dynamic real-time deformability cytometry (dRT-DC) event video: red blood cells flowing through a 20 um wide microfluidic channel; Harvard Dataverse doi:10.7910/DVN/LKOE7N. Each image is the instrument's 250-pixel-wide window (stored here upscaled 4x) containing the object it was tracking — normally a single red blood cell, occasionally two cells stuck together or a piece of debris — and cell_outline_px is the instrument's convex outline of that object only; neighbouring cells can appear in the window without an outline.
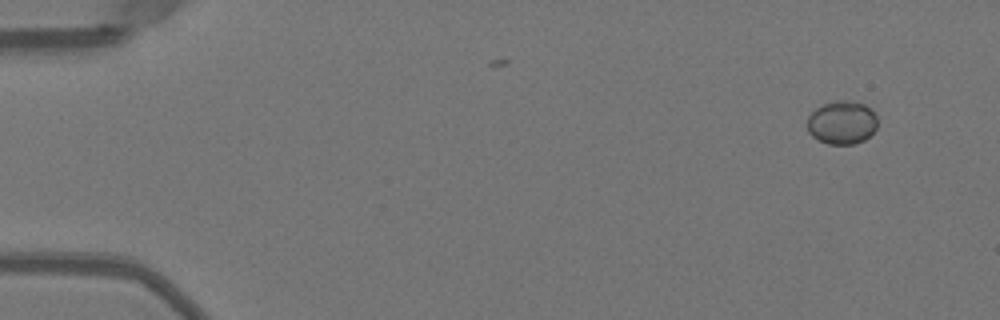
{"species": "Egyptian fruit bat (a non-hibernating species)", "species_latin": "Rousettus aegyptiacus", "temperature_condition": "warm", "stored_images_in_passage": 6, "camera_frame_rate_fps": 3000, "um_per_image_px": 0.085, "animal": {"sex": "female"}, "frame": {"image": 1, "passage_image": 1, "time_ms": 0.0, "image_size_px": [1000, 320], "cell_outline_px": [[876, 128], [864, 140], [856, 144], [828, 144], [812, 136], [808, 132], [808, 116], [816, 108], [824, 104], [836, 100], [848, 100], [864, 104], [872, 108], [876, 116]], "centroid_in_image_um": [71.57, 10.41], "position_along_channel_um": 13.4, "area_um2": 17.74}}